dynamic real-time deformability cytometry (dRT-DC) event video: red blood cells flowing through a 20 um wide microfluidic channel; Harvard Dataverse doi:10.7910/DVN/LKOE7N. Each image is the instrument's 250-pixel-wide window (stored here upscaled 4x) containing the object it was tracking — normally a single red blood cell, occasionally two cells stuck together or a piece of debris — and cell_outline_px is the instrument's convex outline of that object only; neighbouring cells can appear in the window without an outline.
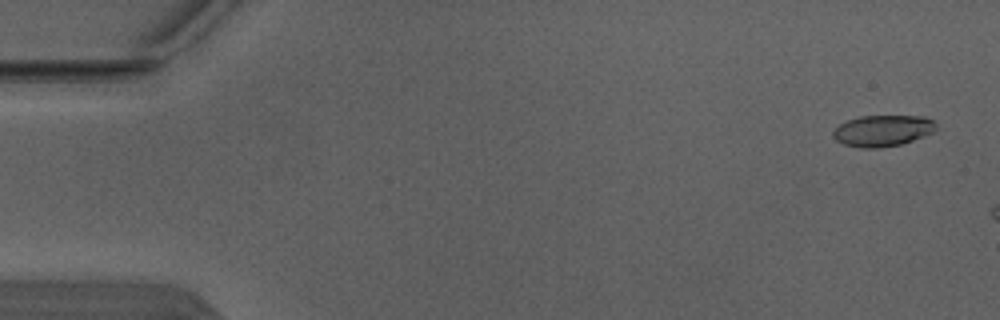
{"species": "Egyptian fruit bat (a non-hibernating species)", "species_latin": "Rousettus aegyptiacus", "temperature_condition": "warm", "stored_images_in_passage": 4, "camera_frame_rate_fps": 3000, "um_per_image_px": 0.085, "animal": {"sex": "male"}, "frame": {"image": 1, "passage_image": 1, "time_ms": 0.0, "image_size_px": [1000, 320], "cell_outline_px": [[936, 128], [932, 132], [924, 136], [900, 144], [880, 148], [860, 148], [844, 144], [836, 140], [832, 136], [832, 132], [840, 124], [848, 120], [860, 116], [924, 116], [932, 120], [936, 124]], "centroid_in_image_um": [75.01, 11.11], "position_along_channel_um": 10.0, "area_um2": 18.67}}